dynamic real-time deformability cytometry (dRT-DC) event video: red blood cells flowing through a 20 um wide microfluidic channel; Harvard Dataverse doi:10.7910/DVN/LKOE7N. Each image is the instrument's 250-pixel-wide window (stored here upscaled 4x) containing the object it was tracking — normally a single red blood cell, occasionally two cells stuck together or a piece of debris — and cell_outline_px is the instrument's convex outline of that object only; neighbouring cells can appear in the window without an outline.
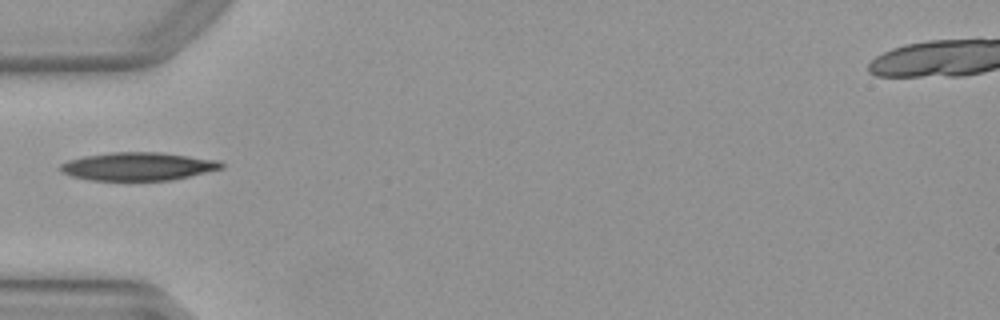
{"species": "Egyptian fruit bat (a non-hibernating species)", "species_latin": "Rousettus aegyptiacus", "temperature_condition": "warm", "stored_images_in_passage": 3, "camera_frame_rate_fps": 3000, "um_per_image_px": 0.085, "animal": {"sex": "female"}, "frame": {"image": 1, "passage_image": 1, "time_ms": 0.0, "image_size_px": [1000, 320], "cell_outline_px": [[224, 168], [188, 176], [168, 180], [92, 180], [72, 176], [60, 172], [60, 164], [68, 160], [84, 156], [112, 152], [160, 152], [220, 160], [224, 164]], "centroid_in_image_um": [11.73, 14.13], "position_along_channel_um": 73.3, "area_um2": 26.3}}